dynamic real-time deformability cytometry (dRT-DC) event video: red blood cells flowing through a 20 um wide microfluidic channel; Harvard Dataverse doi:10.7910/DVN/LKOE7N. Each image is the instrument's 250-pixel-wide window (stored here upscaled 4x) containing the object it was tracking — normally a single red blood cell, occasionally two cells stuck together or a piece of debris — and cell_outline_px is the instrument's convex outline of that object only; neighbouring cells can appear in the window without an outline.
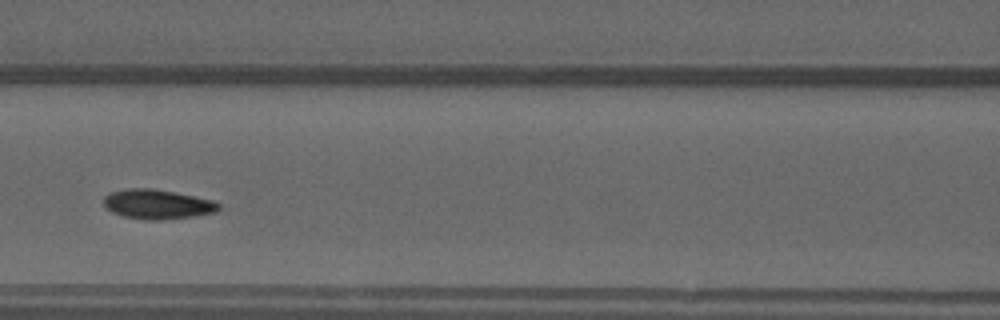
{"species": "common noctule bat (a hibernating species)", "species_latin": "Nyctalus noctula", "temperature_condition": "warm", "stored_images_in_passage": 45, "camera_frame_rate_fps": 3000, "um_per_image_px": 0.085, "animal": {"sex": "male", "forearm_length_mm": 52.5}, "frame": {"image": 1, "passage_image": 16, "time_ms": 5.0, "image_size_px": [1000, 320], "cell_outline_px": [[220, 208], [216, 212], [196, 216], [160, 220], [144, 220], [124, 216], [112, 212], [104, 208], [104, 196], [112, 192], [128, 188], [152, 188], [176, 192], [212, 200], [220, 204]], "centroid_in_image_um": [13.37, 17.36], "position_along_channel_um": 153.2, "area_um2": 19.94}}
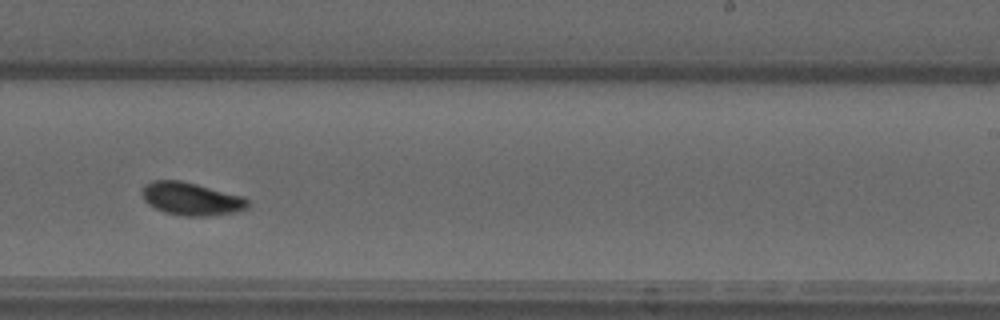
{"frame": {"image": 2, "passage_image": 25, "time_ms": 8.0, "image_size_px": [1000, 320], "cell_outline_px": [[248, 208], [236, 212], [208, 216], [184, 216], [164, 212], [148, 204], [144, 200], [144, 184], [152, 180], [180, 180], [244, 196], [248, 200]], "centroid_in_image_um": [16.28, 16.9], "position_along_channel_um": 272.7, "area_um2": 20.17}}
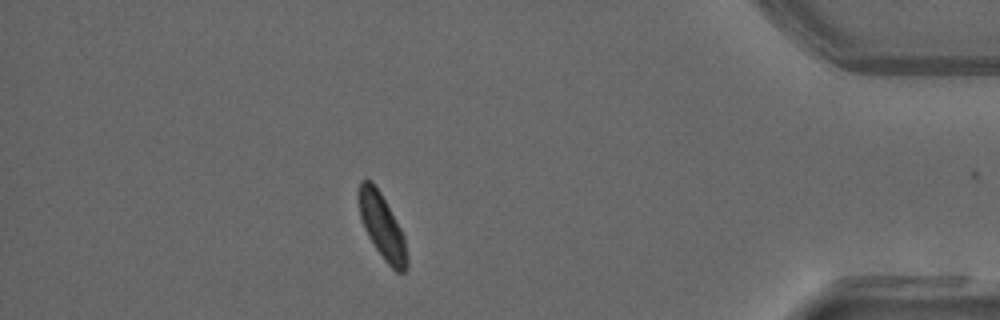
{"frame": {"image": 3, "passage_image": 38, "time_ms": 12.333, "image_size_px": [1000, 320], "cell_outline_px": [[408, 264], [404, 272], [396, 272], [384, 260], [368, 236], [364, 228], [360, 216], [356, 196], [360, 180], [372, 180], [380, 192], [400, 228], [404, 236], [408, 256]], "centroid_in_image_um": [32.45, 19.22], "position_along_channel_um": 402.7, "area_um2": 18.32}, "authors_computed_cell_mechanics": {"area_um2": 19.1896, "velocity_mm_per_s": 4.0079, "shape_relaxation_time_tau1_ms": 6.4527, "shape_relaxation_time_tau2_ms": 1.5697, "deformation_change_tau1": 0.1896, "deformation_change_tau2": 0.0563}}